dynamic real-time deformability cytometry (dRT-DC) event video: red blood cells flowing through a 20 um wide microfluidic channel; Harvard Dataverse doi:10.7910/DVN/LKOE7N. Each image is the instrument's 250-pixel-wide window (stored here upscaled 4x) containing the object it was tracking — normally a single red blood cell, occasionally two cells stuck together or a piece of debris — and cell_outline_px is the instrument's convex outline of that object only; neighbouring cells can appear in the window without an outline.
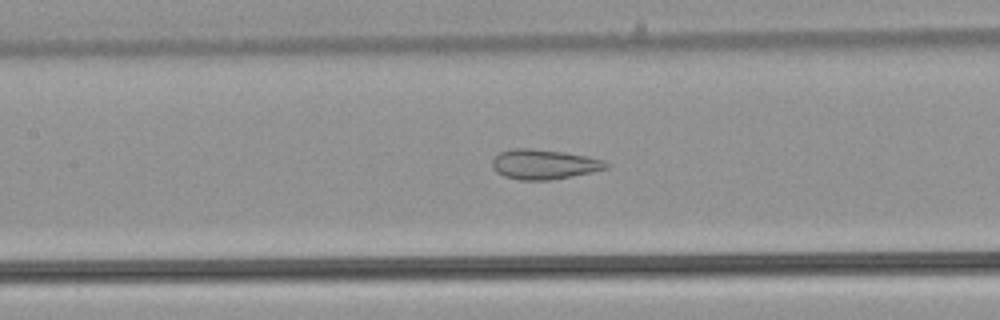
{"species": "common noctule bat (a hibernating species)", "species_latin": "Nyctalus noctula", "temperature_condition": "warm", "stored_images_in_passage": 47, "camera_frame_rate_fps": 3000, "um_per_image_px": 0.085, "animal": {"sex": "male", "body_mass_g": 21.5, "forearm_length_mm": 52.0}, "frame": {"image": 1, "passage_image": 20, "time_ms": 6.333, "image_size_px": [1000, 320], "cell_outline_px": [[612, 164], [608, 168], [592, 172], [572, 176], [548, 180], [520, 180], [504, 176], [496, 172], [492, 168], [492, 160], [500, 152], [512, 148], [532, 148], [564, 152], [588, 156], [604, 160]], "centroid_in_image_um": [46.26, 13.96], "position_along_channel_um": 161.1, "area_um2": 20.0}}
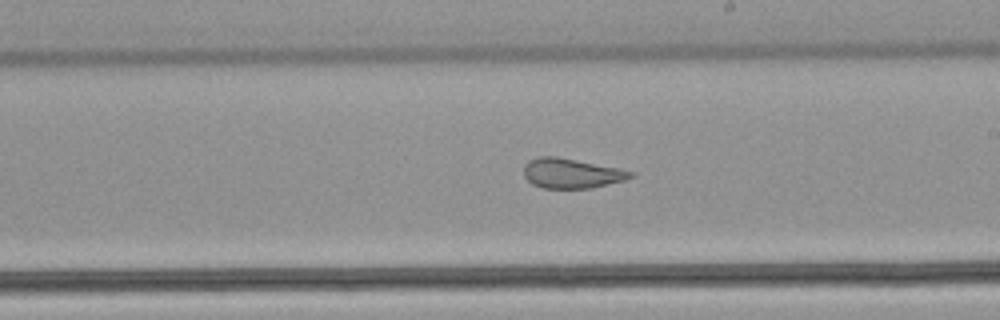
{"frame": {"image": 2, "passage_image": 26, "time_ms": 8.333, "image_size_px": [1000, 320], "cell_outline_px": [[636, 176], [624, 180], [592, 188], [544, 188], [532, 184], [524, 176], [524, 164], [528, 160], [536, 156], [556, 156], [620, 168], [636, 172]], "centroid_in_image_um": [48.59, 14.72], "position_along_channel_um": 240.4, "area_um2": 18.79}}
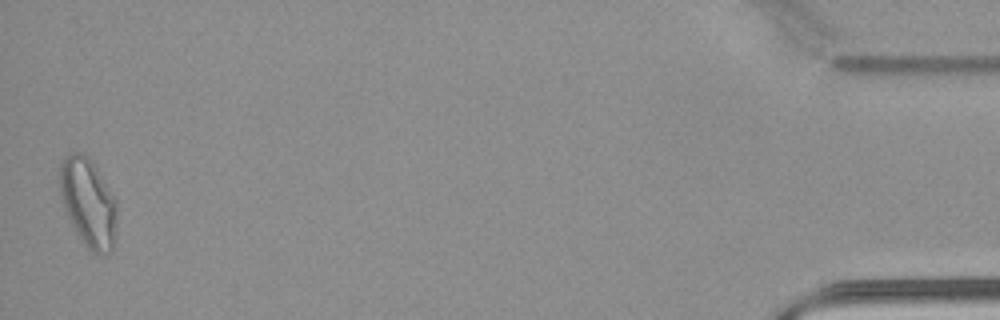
{"frame": {"image": 3, "passage_image": 47, "time_ms": 15.333, "image_size_px": [1000, 320], "cell_outline_px": [[116, 236], [112, 248], [104, 256], [100, 256], [92, 252], [88, 248], [76, 232], [64, 208], [60, 196], [60, 164], [68, 152], [80, 152], [88, 156], [92, 160], [116, 200]], "centroid_in_image_um": [7.51, 17.22], "position_along_channel_um": 427.7, "area_um2": 29.59}, "authors_computed_cell_mechanics": {"area_um2": 22.1374, "velocity_mm_per_s": 3.9846, "shape_relaxation_time_tau1_ms": null, "shape_relaxation_time_tau2_ms": 0.9864, "deformation_change_tau1": null, "deformation_change_tau2": 0.0847}}